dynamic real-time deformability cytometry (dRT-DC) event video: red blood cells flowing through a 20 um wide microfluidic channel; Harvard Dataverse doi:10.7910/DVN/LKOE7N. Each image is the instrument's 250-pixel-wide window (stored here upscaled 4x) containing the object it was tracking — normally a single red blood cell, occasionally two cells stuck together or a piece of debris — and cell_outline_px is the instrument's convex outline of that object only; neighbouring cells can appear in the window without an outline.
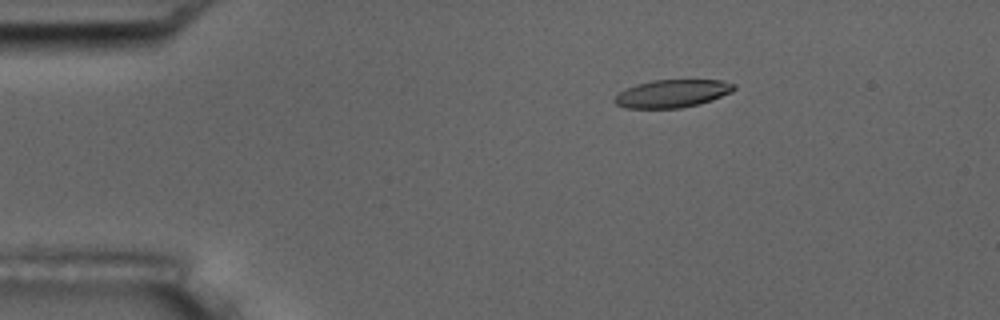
{"species": "common noctule bat (a hibernating species)", "species_latin": "Nyctalus noctula", "temperature_condition": "room temperature", "stored_images_in_passage": 5, "camera_frame_rate_fps": 3000, "um_per_image_px": 0.085, "animal": {"sex": "male", "body_mass_g": 17.5, "forearm_length_mm": 52.3}, "frame": {"image": 1, "passage_image": 3, "time_ms": 3.0, "image_size_px": [1000, 320], "cell_outline_px": [[736, 88], [732, 92], [712, 100], [700, 104], [680, 108], [624, 108], [616, 104], [616, 96], [620, 92], [636, 84], [652, 80], [724, 80], [736, 84]], "centroid_in_image_um": [57.2, 7.95], "position_along_channel_um": 27.8, "area_um2": 19.36}}